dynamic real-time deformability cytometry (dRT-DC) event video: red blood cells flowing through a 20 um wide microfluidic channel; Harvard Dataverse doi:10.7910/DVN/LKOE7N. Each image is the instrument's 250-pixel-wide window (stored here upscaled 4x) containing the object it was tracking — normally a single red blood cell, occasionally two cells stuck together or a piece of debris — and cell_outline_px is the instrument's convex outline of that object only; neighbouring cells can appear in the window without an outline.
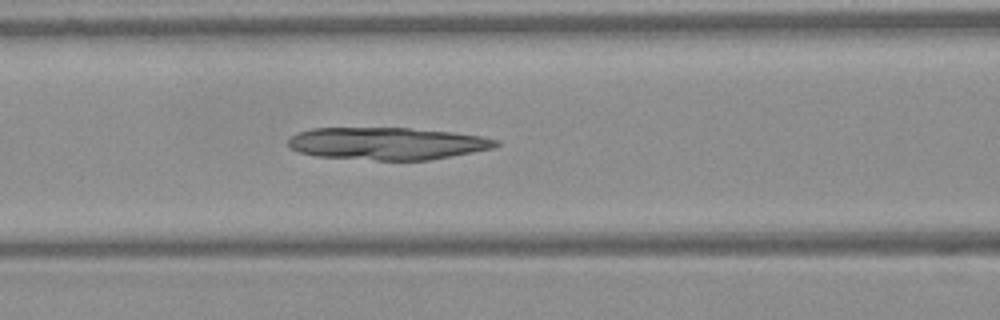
{"species": "Egyptian fruit bat (a non-hibernating species)", "species_latin": "Rousettus aegyptiacus", "temperature_condition": "warm", "stored_images_in_passage": 47, "camera_frame_rate_fps": 3000, "um_per_image_px": 0.085, "frame": {"image": 1, "passage_image": 19, "time_ms": 6.0, "image_size_px": [1000, 320], "cell_outline_px": [[500, 144], [492, 148], [452, 156], [428, 160], [376, 160], [316, 156], [300, 152], [292, 148], [288, 144], [288, 140], [296, 132], [312, 128], [408, 128], [452, 132], [480, 136], [500, 140]], "centroid_in_image_um": [32.91, 12.19], "position_along_channel_um": 133.7, "area_um2": 39.02}}
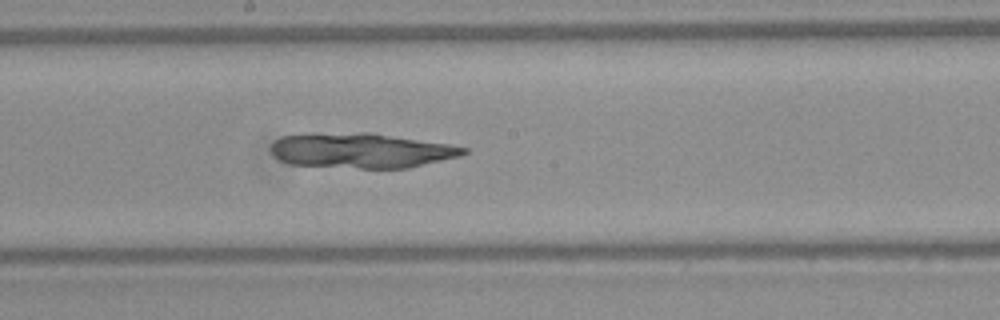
{"frame": {"image": 2, "passage_image": 25, "time_ms": 8.0, "image_size_px": [1000, 320], "cell_outline_px": [[468, 152], [460, 156], [408, 168], [360, 168], [292, 164], [280, 160], [272, 156], [272, 144], [276, 140], [284, 136], [360, 132], [372, 132], [448, 144], [468, 148]], "centroid_in_image_um": [30.76, 12.8], "position_along_channel_um": 217.4, "area_um2": 38.78}}
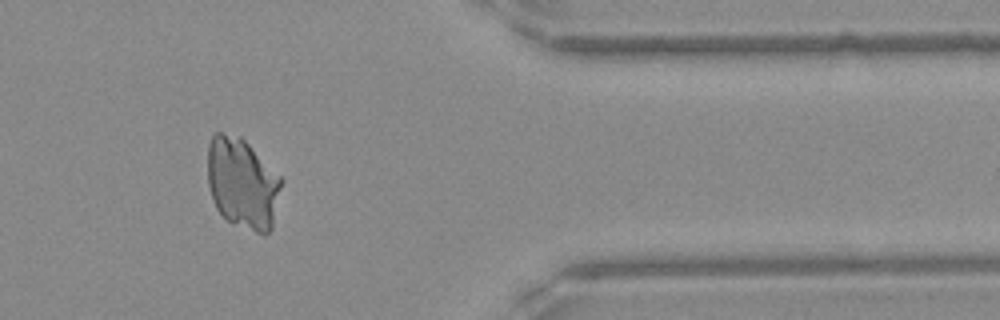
{"frame": {"image": 3, "passage_image": 39, "time_ms": 12.667, "image_size_px": [1000, 320], "cell_outline_px": [[284, 180], [272, 228], [264, 236], [228, 220], [216, 208], [212, 200], [208, 184], [208, 144], [212, 136], [216, 132], [224, 132], [240, 136]], "centroid_in_image_um": [20.62, 15.58], "position_along_channel_um": 390.8, "area_um2": 39.13}}